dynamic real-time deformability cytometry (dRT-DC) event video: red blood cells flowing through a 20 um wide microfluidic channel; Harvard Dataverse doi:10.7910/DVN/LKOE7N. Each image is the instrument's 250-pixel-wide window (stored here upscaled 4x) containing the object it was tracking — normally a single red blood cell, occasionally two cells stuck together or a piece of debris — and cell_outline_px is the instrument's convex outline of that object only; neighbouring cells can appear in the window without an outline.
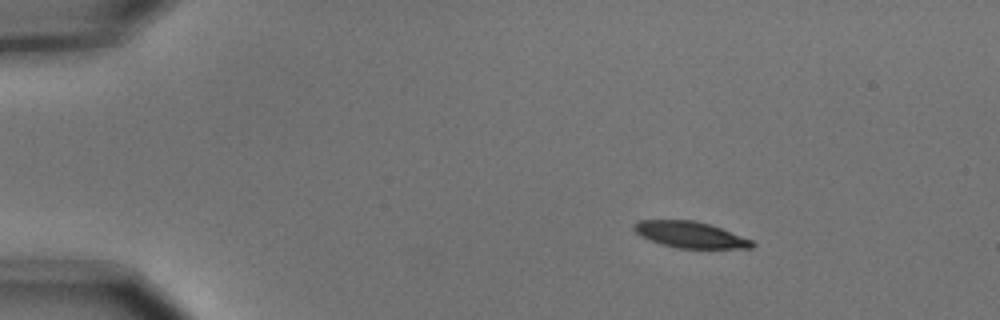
{"species": "common noctule bat (a hibernating species)", "species_latin": "Nyctalus noctula", "temperature_condition": "cold", "stored_images_in_passage": 3, "camera_frame_rate_fps": 3000, "um_per_image_px": 0.085, "animal": {"sex": "male", "body_mass_g": 15.6}, "frame": {"image": 1, "passage_image": 1, "time_ms": 0.0, "image_size_px": [1000, 320], "cell_outline_px": [[756, 244], [752, 248], [676, 248], [660, 244], [640, 236], [632, 228], [632, 224], [640, 220], [692, 220], [708, 224], [720, 228], [752, 240]], "centroid_in_image_um": [58.62, 19.95], "position_along_channel_um": 26.4, "area_um2": 17.98}}